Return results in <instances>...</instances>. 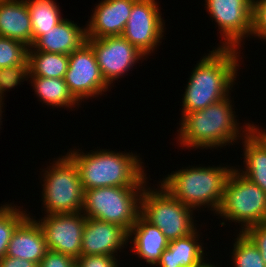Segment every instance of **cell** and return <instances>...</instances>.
I'll list each match as a JSON object with an SVG mask.
<instances>
[{"instance_id": "cell-1", "label": "cell", "mask_w": 266, "mask_h": 267, "mask_svg": "<svg viewBox=\"0 0 266 267\" xmlns=\"http://www.w3.org/2000/svg\"><path fill=\"white\" fill-rule=\"evenodd\" d=\"M238 50L217 47L198 61L183 94L182 115L203 110L229 96V90H232L236 76H239L237 67L241 64Z\"/></svg>"}, {"instance_id": "cell-2", "label": "cell", "mask_w": 266, "mask_h": 267, "mask_svg": "<svg viewBox=\"0 0 266 267\" xmlns=\"http://www.w3.org/2000/svg\"><path fill=\"white\" fill-rule=\"evenodd\" d=\"M230 99L227 96L203 110L182 115L179 123L181 126L176 135L181 147L221 148L243 139L249 132V122L245 123V128L239 127Z\"/></svg>"}, {"instance_id": "cell-3", "label": "cell", "mask_w": 266, "mask_h": 267, "mask_svg": "<svg viewBox=\"0 0 266 267\" xmlns=\"http://www.w3.org/2000/svg\"><path fill=\"white\" fill-rule=\"evenodd\" d=\"M88 153V154H87ZM84 153L71 150L67 155L75 162L83 190L99 187H145L146 173L139 156L100 149ZM139 157V158H138Z\"/></svg>"}, {"instance_id": "cell-4", "label": "cell", "mask_w": 266, "mask_h": 267, "mask_svg": "<svg viewBox=\"0 0 266 267\" xmlns=\"http://www.w3.org/2000/svg\"><path fill=\"white\" fill-rule=\"evenodd\" d=\"M232 167L190 166L168 174L159 183L185 206L197 211L208 207L217 213Z\"/></svg>"}, {"instance_id": "cell-5", "label": "cell", "mask_w": 266, "mask_h": 267, "mask_svg": "<svg viewBox=\"0 0 266 267\" xmlns=\"http://www.w3.org/2000/svg\"><path fill=\"white\" fill-rule=\"evenodd\" d=\"M144 187H99L84 190L82 213L86 218L114 223L127 232L141 212Z\"/></svg>"}, {"instance_id": "cell-6", "label": "cell", "mask_w": 266, "mask_h": 267, "mask_svg": "<svg viewBox=\"0 0 266 267\" xmlns=\"http://www.w3.org/2000/svg\"><path fill=\"white\" fill-rule=\"evenodd\" d=\"M48 167L42 177L44 214L82 212L84 190L75 162L66 154Z\"/></svg>"}, {"instance_id": "cell-7", "label": "cell", "mask_w": 266, "mask_h": 267, "mask_svg": "<svg viewBox=\"0 0 266 267\" xmlns=\"http://www.w3.org/2000/svg\"><path fill=\"white\" fill-rule=\"evenodd\" d=\"M217 214L223 220L240 223V232L243 233L250 226L266 222V193L234 166L227 178Z\"/></svg>"}, {"instance_id": "cell-8", "label": "cell", "mask_w": 266, "mask_h": 267, "mask_svg": "<svg viewBox=\"0 0 266 267\" xmlns=\"http://www.w3.org/2000/svg\"><path fill=\"white\" fill-rule=\"evenodd\" d=\"M159 186L158 190L155 187L153 190L146 184L140 214L157 226L169 242L191 234L196 229L193 209L177 200L160 183Z\"/></svg>"}, {"instance_id": "cell-9", "label": "cell", "mask_w": 266, "mask_h": 267, "mask_svg": "<svg viewBox=\"0 0 266 267\" xmlns=\"http://www.w3.org/2000/svg\"><path fill=\"white\" fill-rule=\"evenodd\" d=\"M205 8L223 37L218 47L240 49L252 35L253 0H205Z\"/></svg>"}, {"instance_id": "cell-10", "label": "cell", "mask_w": 266, "mask_h": 267, "mask_svg": "<svg viewBox=\"0 0 266 267\" xmlns=\"http://www.w3.org/2000/svg\"><path fill=\"white\" fill-rule=\"evenodd\" d=\"M64 81L79 103L84 98L87 100L97 97L109 88L101 74L94 51L87 42L69 54V66Z\"/></svg>"}, {"instance_id": "cell-11", "label": "cell", "mask_w": 266, "mask_h": 267, "mask_svg": "<svg viewBox=\"0 0 266 267\" xmlns=\"http://www.w3.org/2000/svg\"><path fill=\"white\" fill-rule=\"evenodd\" d=\"M156 0H137L122 36L146 57L163 38L165 22Z\"/></svg>"}, {"instance_id": "cell-12", "label": "cell", "mask_w": 266, "mask_h": 267, "mask_svg": "<svg viewBox=\"0 0 266 267\" xmlns=\"http://www.w3.org/2000/svg\"><path fill=\"white\" fill-rule=\"evenodd\" d=\"M105 82L111 84L127 73L145 55L123 36L87 38Z\"/></svg>"}, {"instance_id": "cell-13", "label": "cell", "mask_w": 266, "mask_h": 267, "mask_svg": "<svg viewBox=\"0 0 266 267\" xmlns=\"http://www.w3.org/2000/svg\"><path fill=\"white\" fill-rule=\"evenodd\" d=\"M82 212L72 214H48L40 225L48 250L56 251L75 259L81 256V242L86 217Z\"/></svg>"}, {"instance_id": "cell-14", "label": "cell", "mask_w": 266, "mask_h": 267, "mask_svg": "<svg viewBox=\"0 0 266 267\" xmlns=\"http://www.w3.org/2000/svg\"><path fill=\"white\" fill-rule=\"evenodd\" d=\"M128 241V232L123 227L95 218H86L81 255L115 256L118 250L127 246Z\"/></svg>"}, {"instance_id": "cell-15", "label": "cell", "mask_w": 266, "mask_h": 267, "mask_svg": "<svg viewBox=\"0 0 266 267\" xmlns=\"http://www.w3.org/2000/svg\"><path fill=\"white\" fill-rule=\"evenodd\" d=\"M137 0H102L95 6L86 27L87 38L122 36Z\"/></svg>"}, {"instance_id": "cell-16", "label": "cell", "mask_w": 266, "mask_h": 267, "mask_svg": "<svg viewBox=\"0 0 266 267\" xmlns=\"http://www.w3.org/2000/svg\"><path fill=\"white\" fill-rule=\"evenodd\" d=\"M47 250L43 231L29 213L14 230L6 256L26 259L39 265Z\"/></svg>"}, {"instance_id": "cell-17", "label": "cell", "mask_w": 266, "mask_h": 267, "mask_svg": "<svg viewBox=\"0 0 266 267\" xmlns=\"http://www.w3.org/2000/svg\"><path fill=\"white\" fill-rule=\"evenodd\" d=\"M87 40L86 27H79L74 21L63 19L53 28L44 32L32 45L37 51L71 54Z\"/></svg>"}, {"instance_id": "cell-18", "label": "cell", "mask_w": 266, "mask_h": 267, "mask_svg": "<svg viewBox=\"0 0 266 267\" xmlns=\"http://www.w3.org/2000/svg\"><path fill=\"white\" fill-rule=\"evenodd\" d=\"M130 239V243L133 242L131 251L150 266L157 264L169 244L164 233L141 214L128 232V240Z\"/></svg>"}, {"instance_id": "cell-19", "label": "cell", "mask_w": 266, "mask_h": 267, "mask_svg": "<svg viewBox=\"0 0 266 267\" xmlns=\"http://www.w3.org/2000/svg\"><path fill=\"white\" fill-rule=\"evenodd\" d=\"M0 36L33 45L30 14L25 0L0 1Z\"/></svg>"}, {"instance_id": "cell-20", "label": "cell", "mask_w": 266, "mask_h": 267, "mask_svg": "<svg viewBox=\"0 0 266 267\" xmlns=\"http://www.w3.org/2000/svg\"><path fill=\"white\" fill-rule=\"evenodd\" d=\"M197 228L189 235L170 241L160 256L159 267H195L204 261L205 253L199 243Z\"/></svg>"}, {"instance_id": "cell-21", "label": "cell", "mask_w": 266, "mask_h": 267, "mask_svg": "<svg viewBox=\"0 0 266 267\" xmlns=\"http://www.w3.org/2000/svg\"><path fill=\"white\" fill-rule=\"evenodd\" d=\"M28 79L33 86L35 94L45 105L54 107H75L79 102L70 93L64 78H47L29 76Z\"/></svg>"}, {"instance_id": "cell-22", "label": "cell", "mask_w": 266, "mask_h": 267, "mask_svg": "<svg viewBox=\"0 0 266 267\" xmlns=\"http://www.w3.org/2000/svg\"><path fill=\"white\" fill-rule=\"evenodd\" d=\"M242 144L245 167L244 170L236 169L266 193V149L250 132L245 135Z\"/></svg>"}, {"instance_id": "cell-23", "label": "cell", "mask_w": 266, "mask_h": 267, "mask_svg": "<svg viewBox=\"0 0 266 267\" xmlns=\"http://www.w3.org/2000/svg\"><path fill=\"white\" fill-rule=\"evenodd\" d=\"M28 65L29 76L64 78L69 66V55L37 51L31 46L28 50Z\"/></svg>"}, {"instance_id": "cell-24", "label": "cell", "mask_w": 266, "mask_h": 267, "mask_svg": "<svg viewBox=\"0 0 266 267\" xmlns=\"http://www.w3.org/2000/svg\"><path fill=\"white\" fill-rule=\"evenodd\" d=\"M55 0H25L30 14L33 43L44 32L56 26L62 18L59 5Z\"/></svg>"}, {"instance_id": "cell-25", "label": "cell", "mask_w": 266, "mask_h": 267, "mask_svg": "<svg viewBox=\"0 0 266 267\" xmlns=\"http://www.w3.org/2000/svg\"><path fill=\"white\" fill-rule=\"evenodd\" d=\"M20 206L5 204L0 207V260L6 256L8 244L16 227L29 215Z\"/></svg>"}, {"instance_id": "cell-26", "label": "cell", "mask_w": 266, "mask_h": 267, "mask_svg": "<svg viewBox=\"0 0 266 267\" xmlns=\"http://www.w3.org/2000/svg\"><path fill=\"white\" fill-rule=\"evenodd\" d=\"M238 233L231 253L234 267H266L257 247L244 233Z\"/></svg>"}, {"instance_id": "cell-27", "label": "cell", "mask_w": 266, "mask_h": 267, "mask_svg": "<svg viewBox=\"0 0 266 267\" xmlns=\"http://www.w3.org/2000/svg\"><path fill=\"white\" fill-rule=\"evenodd\" d=\"M28 50L25 43L0 36V68L28 64Z\"/></svg>"}, {"instance_id": "cell-28", "label": "cell", "mask_w": 266, "mask_h": 267, "mask_svg": "<svg viewBox=\"0 0 266 267\" xmlns=\"http://www.w3.org/2000/svg\"><path fill=\"white\" fill-rule=\"evenodd\" d=\"M28 77V64H19L13 67L0 68V99L4 100V92L18 86V84H21L20 82L28 80Z\"/></svg>"}, {"instance_id": "cell-29", "label": "cell", "mask_w": 266, "mask_h": 267, "mask_svg": "<svg viewBox=\"0 0 266 267\" xmlns=\"http://www.w3.org/2000/svg\"><path fill=\"white\" fill-rule=\"evenodd\" d=\"M266 41V0H253L252 35Z\"/></svg>"}, {"instance_id": "cell-30", "label": "cell", "mask_w": 266, "mask_h": 267, "mask_svg": "<svg viewBox=\"0 0 266 267\" xmlns=\"http://www.w3.org/2000/svg\"><path fill=\"white\" fill-rule=\"evenodd\" d=\"M117 256L81 255L76 259V267H119Z\"/></svg>"}, {"instance_id": "cell-31", "label": "cell", "mask_w": 266, "mask_h": 267, "mask_svg": "<svg viewBox=\"0 0 266 267\" xmlns=\"http://www.w3.org/2000/svg\"><path fill=\"white\" fill-rule=\"evenodd\" d=\"M243 233L260 251L266 265V222L250 226Z\"/></svg>"}, {"instance_id": "cell-32", "label": "cell", "mask_w": 266, "mask_h": 267, "mask_svg": "<svg viewBox=\"0 0 266 267\" xmlns=\"http://www.w3.org/2000/svg\"><path fill=\"white\" fill-rule=\"evenodd\" d=\"M38 267H76V259L56 251L47 250Z\"/></svg>"}, {"instance_id": "cell-33", "label": "cell", "mask_w": 266, "mask_h": 267, "mask_svg": "<svg viewBox=\"0 0 266 267\" xmlns=\"http://www.w3.org/2000/svg\"><path fill=\"white\" fill-rule=\"evenodd\" d=\"M0 267H38V264L22 258L4 256L0 260Z\"/></svg>"}, {"instance_id": "cell-34", "label": "cell", "mask_w": 266, "mask_h": 267, "mask_svg": "<svg viewBox=\"0 0 266 267\" xmlns=\"http://www.w3.org/2000/svg\"><path fill=\"white\" fill-rule=\"evenodd\" d=\"M249 132L265 147L266 149V130L260 129L257 125L249 123Z\"/></svg>"}, {"instance_id": "cell-35", "label": "cell", "mask_w": 266, "mask_h": 267, "mask_svg": "<svg viewBox=\"0 0 266 267\" xmlns=\"http://www.w3.org/2000/svg\"><path fill=\"white\" fill-rule=\"evenodd\" d=\"M206 260H204L202 263H200L199 265H197V266H195V267H217V265H212L210 262L208 263H206L205 262ZM219 267V266H218Z\"/></svg>"}, {"instance_id": "cell-36", "label": "cell", "mask_w": 266, "mask_h": 267, "mask_svg": "<svg viewBox=\"0 0 266 267\" xmlns=\"http://www.w3.org/2000/svg\"><path fill=\"white\" fill-rule=\"evenodd\" d=\"M3 102L4 101H2L1 99H0V123L2 124V121H1V119H2V113H3V111H2V107H3ZM1 124H0V126H1Z\"/></svg>"}]
</instances>
